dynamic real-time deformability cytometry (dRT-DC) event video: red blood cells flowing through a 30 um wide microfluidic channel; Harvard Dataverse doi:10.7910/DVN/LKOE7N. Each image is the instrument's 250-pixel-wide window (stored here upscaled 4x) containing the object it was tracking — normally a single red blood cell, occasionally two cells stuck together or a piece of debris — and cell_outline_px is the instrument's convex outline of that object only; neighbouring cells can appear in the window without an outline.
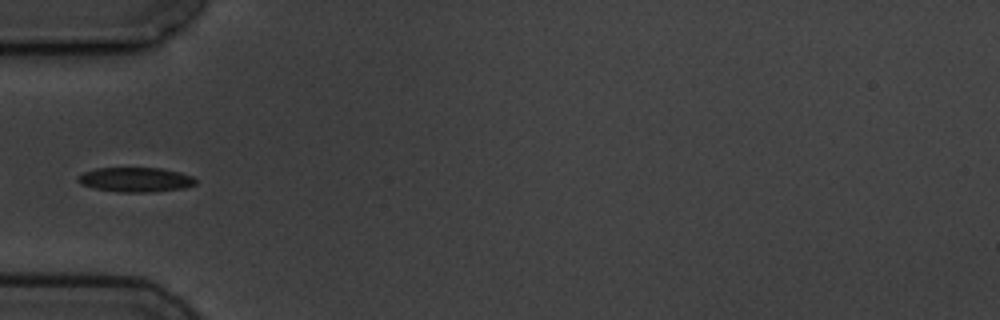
{"species": "common noctule bat (a hibernating species)", "species_latin": "Nyctalus noctula", "temperature_condition": "cold", "stored_images_in_passage": 4, "camera_frame_rate_fps": 3000, "um_per_image_px": 0.085, "animal": {"sex": "male", "body_mass_g": 19.5, "forearm_length_mm": 54.6}, "frame": {"image": 1, "passage_image": 4, "time_ms": 3.333, "image_size_px": [1000, 320], "cell_outline_px": [[196, 184], [184, 188], [148, 192], [120, 192], [92, 188], [80, 184], [76, 180], [76, 176], [84, 172], [96, 168], [160, 168], [180, 172], [192, 176], [196, 180]], "centroid_in_image_um": [11.48, 15.27], "position_along_channel_um": 73.5, "area_um2": 16.94}}